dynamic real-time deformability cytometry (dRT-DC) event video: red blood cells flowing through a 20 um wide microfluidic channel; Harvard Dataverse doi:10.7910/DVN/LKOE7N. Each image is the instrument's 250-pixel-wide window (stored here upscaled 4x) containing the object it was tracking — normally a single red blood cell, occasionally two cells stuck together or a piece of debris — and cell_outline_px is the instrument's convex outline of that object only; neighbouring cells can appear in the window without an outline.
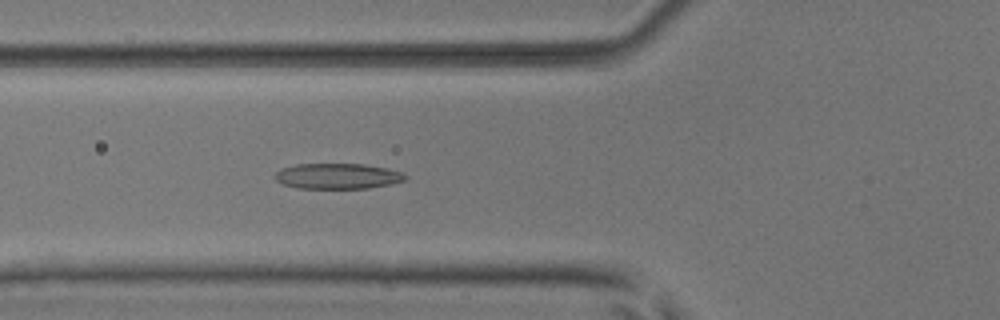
{"species": "common noctule bat (a hibernating species)", "species_latin": "Nyctalus noctula", "temperature_condition": "room temperature", "stored_images_in_passage": 36, "camera_frame_rate_fps": 3000, "um_per_image_px": 0.085, "animal": {"sex": "male", "body_mass_g": 17.9, "forearm_length_mm": 54.2}, "frame": {"image": 1, "passage_image": 3, "time_ms": 0.667, "image_size_px": [1000, 320], "cell_outline_px": [[408, 180], [368, 188], [296, 188], [284, 184], [276, 180], [272, 176], [280, 168], [296, 164], [364, 164], [384, 168], [400, 172], [408, 176]], "centroid_in_image_um": [28.65, 14.97], "position_along_channel_um": 97.1, "area_um2": 19.36}}
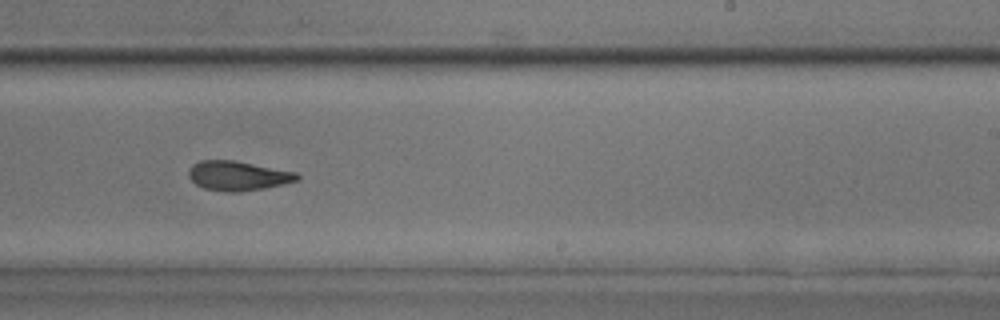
{"frame": {"image": 2, "passage_image": 16, "time_ms": 5.0, "image_size_px": [1000, 320], "cell_outline_px": [[300, 180], [284, 184], [264, 188], [240, 192], [224, 192], [204, 188], [196, 184], [188, 176], [188, 172], [192, 164], [200, 160], [232, 160], [296, 172], [300, 176]], "centroid_in_image_um": [20.22, 14.95], "position_along_channel_um": 268.8, "area_um2": 18.67}}
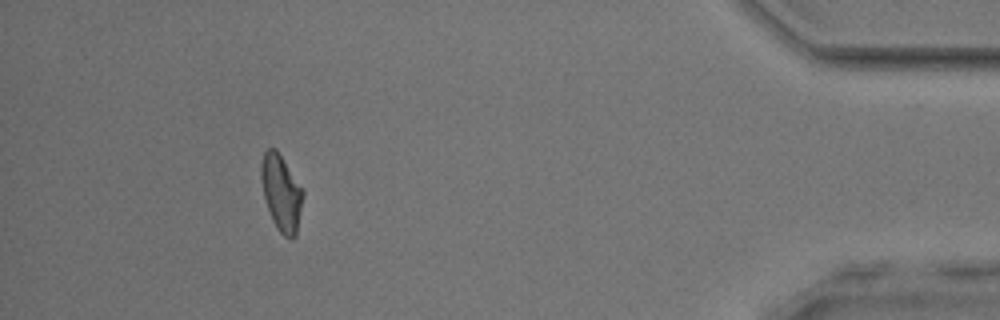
{"frame": {"image": 3, "passage_image": 31, "time_ms": 10.0, "image_size_px": [1000, 320], "cell_outline_px": [[304, 196], [296, 236], [292, 240], [284, 236], [276, 228], [272, 220], [264, 196], [260, 176], [260, 164], [264, 152], [268, 148], [276, 148], [304, 192]], "centroid_in_image_um": [23.91, 16.41], "position_along_channel_um": 411.3, "area_um2": 18.55}, "authors_computed_cell_mechanics": {"area_um2": 18.496, "velocity_mm_per_s": 3.9668, "shape_relaxation_time_tau1_ms": 6.2499, "shape_relaxation_time_tau2_ms": 3.3252, "deformation_change_tau1": 0.199, "deformation_change_tau2": 0.1122}}